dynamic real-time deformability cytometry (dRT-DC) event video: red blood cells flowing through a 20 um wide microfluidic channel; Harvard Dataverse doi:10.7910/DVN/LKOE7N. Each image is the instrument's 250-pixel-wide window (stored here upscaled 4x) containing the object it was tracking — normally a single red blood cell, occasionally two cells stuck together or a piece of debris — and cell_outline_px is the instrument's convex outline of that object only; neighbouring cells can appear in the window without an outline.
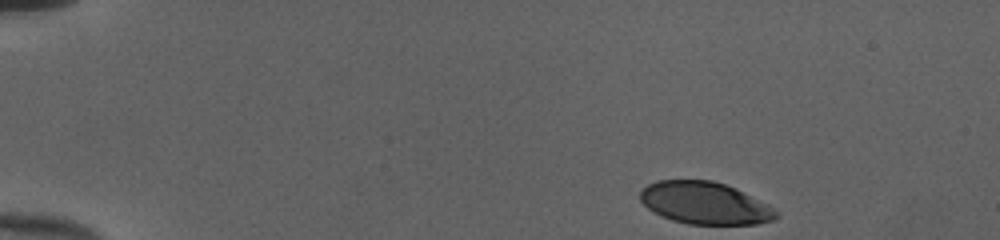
{"species": "human", "species_latin": "Homo sapiens", "temperature_condition": "cold", "stored_images_in_passage": 45, "camera_frame_rate_fps": 3000, "um_per_image_px": 0.085, "donor": {"sex": "female"}, "frame": {"image": 1, "passage_image": 1, "time_ms": 0.0, "image_size_px": [1000, 240], "cell_outline_px": [[780, 216], [776, 220], [756, 224], [688, 224], [672, 220], [648, 208], [640, 200], [640, 192], [648, 184], [656, 180], [712, 180], [736, 188], [776, 208], [780, 212]], "centroid_in_image_um": [59.98, 17.26], "position_along_channel_um": 25.0, "area_um2": 33.58}}
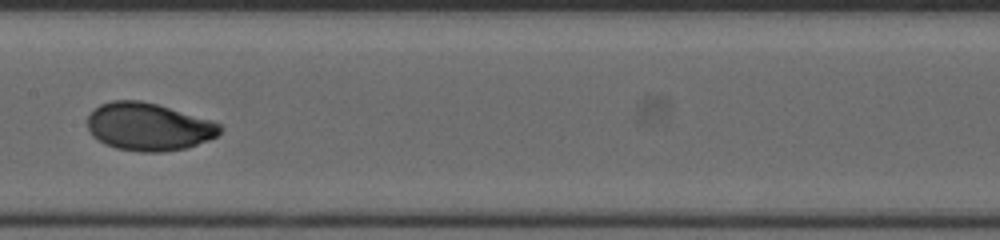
{"frame": {"image": 2, "passage_image": 22, "time_ms": 7.0, "image_size_px": [1000, 240], "cell_outline_px": [[224, 128], [216, 136], [208, 140], [188, 148], [164, 152], [140, 152], [116, 148], [104, 144], [92, 136], [88, 128], [88, 116], [100, 104], [112, 100], [140, 100], [156, 104], [212, 120], [220, 124]], "centroid_in_image_um": [12.64, 10.78], "position_along_channel_um": 194.8, "area_um2": 36.99}}
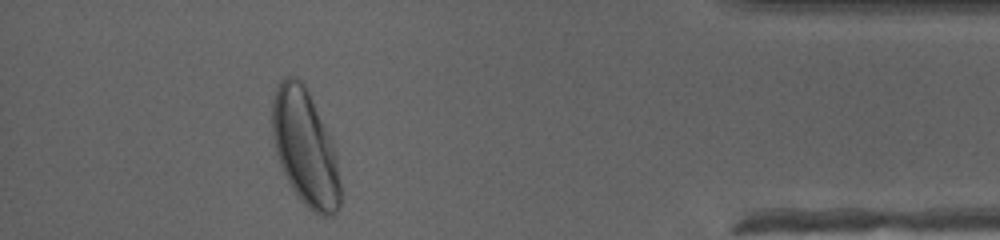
{"frame": {"image": 3, "passage_image": 41, "time_ms": 13.333, "image_size_px": [1000, 240], "cell_outline_px": [[340, 204], [336, 212], [332, 216], [320, 216], [312, 212], [304, 204], [292, 188], [280, 164], [276, 152], [272, 132], [272, 100], [276, 84], [284, 76], [296, 76], [304, 84], [336, 148], [340, 184]], "centroid_in_image_um": [25.94, 12.55], "position_along_channel_um": 409.3, "area_um2": 46.12}, "authors_computed_cell_mechanics": {"area_um2": 36.3562, "velocity_mm_per_s": 3.9946, "shape_relaxation_time_tau1_ms": 2.8803, "shape_relaxation_time_tau2_ms": 0.7102, "deformation_change_tau1": 0.1535, "deformation_change_tau2": 0.0399}}